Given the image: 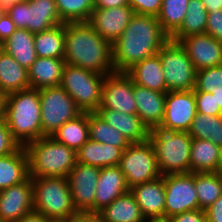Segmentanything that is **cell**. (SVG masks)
<instances>
[{
	"mask_svg": "<svg viewBox=\"0 0 222 222\" xmlns=\"http://www.w3.org/2000/svg\"><path fill=\"white\" fill-rule=\"evenodd\" d=\"M169 39L156 16L134 14L122 35L112 43L114 71L127 72L157 54Z\"/></svg>",
	"mask_w": 222,
	"mask_h": 222,
	"instance_id": "6da1fadb",
	"label": "cell"
},
{
	"mask_svg": "<svg viewBox=\"0 0 222 222\" xmlns=\"http://www.w3.org/2000/svg\"><path fill=\"white\" fill-rule=\"evenodd\" d=\"M64 61L103 75L115 72L112 44L88 22L65 23Z\"/></svg>",
	"mask_w": 222,
	"mask_h": 222,
	"instance_id": "7a4b0ae2",
	"label": "cell"
},
{
	"mask_svg": "<svg viewBox=\"0 0 222 222\" xmlns=\"http://www.w3.org/2000/svg\"><path fill=\"white\" fill-rule=\"evenodd\" d=\"M4 119L20 146L44 137L39 89L28 88L6 95Z\"/></svg>",
	"mask_w": 222,
	"mask_h": 222,
	"instance_id": "3957f363",
	"label": "cell"
},
{
	"mask_svg": "<svg viewBox=\"0 0 222 222\" xmlns=\"http://www.w3.org/2000/svg\"><path fill=\"white\" fill-rule=\"evenodd\" d=\"M28 156L29 176L65 177L77 163L76 151L57 142L51 136H44L24 146Z\"/></svg>",
	"mask_w": 222,
	"mask_h": 222,
	"instance_id": "277c9868",
	"label": "cell"
},
{
	"mask_svg": "<svg viewBox=\"0 0 222 222\" xmlns=\"http://www.w3.org/2000/svg\"><path fill=\"white\" fill-rule=\"evenodd\" d=\"M148 139L153 145L162 176L190 173L192 137L187 131H178L160 125L153 126Z\"/></svg>",
	"mask_w": 222,
	"mask_h": 222,
	"instance_id": "5b68a950",
	"label": "cell"
},
{
	"mask_svg": "<svg viewBox=\"0 0 222 222\" xmlns=\"http://www.w3.org/2000/svg\"><path fill=\"white\" fill-rule=\"evenodd\" d=\"M33 183L34 211L53 222H61L77 214L69 183L65 177H36Z\"/></svg>",
	"mask_w": 222,
	"mask_h": 222,
	"instance_id": "8992f818",
	"label": "cell"
},
{
	"mask_svg": "<svg viewBox=\"0 0 222 222\" xmlns=\"http://www.w3.org/2000/svg\"><path fill=\"white\" fill-rule=\"evenodd\" d=\"M106 75L66 64L60 86L73 98L82 112H96L102 102Z\"/></svg>",
	"mask_w": 222,
	"mask_h": 222,
	"instance_id": "52a82bcc",
	"label": "cell"
},
{
	"mask_svg": "<svg viewBox=\"0 0 222 222\" xmlns=\"http://www.w3.org/2000/svg\"><path fill=\"white\" fill-rule=\"evenodd\" d=\"M158 55L168 91H191L195 87L196 69L179 42L168 40Z\"/></svg>",
	"mask_w": 222,
	"mask_h": 222,
	"instance_id": "ba28073f",
	"label": "cell"
},
{
	"mask_svg": "<svg viewBox=\"0 0 222 222\" xmlns=\"http://www.w3.org/2000/svg\"><path fill=\"white\" fill-rule=\"evenodd\" d=\"M42 133L51 136L65 122L75 119L82 111L73 98L59 86L39 89Z\"/></svg>",
	"mask_w": 222,
	"mask_h": 222,
	"instance_id": "9c48e42d",
	"label": "cell"
},
{
	"mask_svg": "<svg viewBox=\"0 0 222 222\" xmlns=\"http://www.w3.org/2000/svg\"><path fill=\"white\" fill-rule=\"evenodd\" d=\"M119 168L126 177L129 188L162 176L149 139L139 143H131L122 153Z\"/></svg>",
	"mask_w": 222,
	"mask_h": 222,
	"instance_id": "30bf717a",
	"label": "cell"
},
{
	"mask_svg": "<svg viewBox=\"0 0 222 222\" xmlns=\"http://www.w3.org/2000/svg\"><path fill=\"white\" fill-rule=\"evenodd\" d=\"M5 12L16 28L27 29L33 34L63 23L55 0H26L12 5Z\"/></svg>",
	"mask_w": 222,
	"mask_h": 222,
	"instance_id": "8fae6325",
	"label": "cell"
},
{
	"mask_svg": "<svg viewBox=\"0 0 222 222\" xmlns=\"http://www.w3.org/2000/svg\"><path fill=\"white\" fill-rule=\"evenodd\" d=\"M165 218L199 209L194 173L164 176Z\"/></svg>",
	"mask_w": 222,
	"mask_h": 222,
	"instance_id": "7c38bea8",
	"label": "cell"
},
{
	"mask_svg": "<svg viewBox=\"0 0 222 222\" xmlns=\"http://www.w3.org/2000/svg\"><path fill=\"white\" fill-rule=\"evenodd\" d=\"M101 168L76 163L67 176L72 201L78 213H95L96 186Z\"/></svg>",
	"mask_w": 222,
	"mask_h": 222,
	"instance_id": "4fadbf2b",
	"label": "cell"
},
{
	"mask_svg": "<svg viewBox=\"0 0 222 222\" xmlns=\"http://www.w3.org/2000/svg\"><path fill=\"white\" fill-rule=\"evenodd\" d=\"M98 109H111L136 114L134 82L126 72H114L104 78L102 102Z\"/></svg>",
	"mask_w": 222,
	"mask_h": 222,
	"instance_id": "5bb4252c",
	"label": "cell"
},
{
	"mask_svg": "<svg viewBox=\"0 0 222 222\" xmlns=\"http://www.w3.org/2000/svg\"><path fill=\"white\" fill-rule=\"evenodd\" d=\"M197 114L194 90L166 93L162 126L178 131H189Z\"/></svg>",
	"mask_w": 222,
	"mask_h": 222,
	"instance_id": "9a60e30c",
	"label": "cell"
},
{
	"mask_svg": "<svg viewBox=\"0 0 222 222\" xmlns=\"http://www.w3.org/2000/svg\"><path fill=\"white\" fill-rule=\"evenodd\" d=\"M34 211L33 183L29 176L24 182L0 190V220L14 222Z\"/></svg>",
	"mask_w": 222,
	"mask_h": 222,
	"instance_id": "2e32d148",
	"label": "cell"
},
{
	"mask_svg": "<svg viewBox=\"0 0 222 222\" xmlns=\"http://www.w3.org/2000/svg\"><path fill=\"white\" fill-rule=\"evenodd\" d=\"M179 43L187 52L196 71L222 65V41L204 33L188 35Z\"/></svg>",
	"mask_w": 222,
	"mask_h": 222,
	"instance_id": "e0dca14e",
	"label": "cell"
},
{
	"mask_svg": "<svg viewBox=\"0 0 222 222\" xmlns=\"http://www.w3.org/2000/svg\"><path fill=\"white\" fill-rule=\"evenodd\" d=\"M134 14L130 5L105 9L94 8L88 23L102 38L112 44L122 35Z\"/></svg>",
	"mask_w": 222,
	"mask_h": 222,
	"instance_id": "ac0fdd59",
	"label": "cell"
},
{
	"mask_svg": "<svg viewBox=\"0 0 222 222\" xmlns=\"http://www.w3.org/2000/svg\"><path fill=\"white\" fill-rule=\"evenodd\" d=\"M130 192L146 218H165L164 176L132 186Z\"/></svg>",
	"mask_w": 222,
	"mask_h": 222,
	"instance_id": "d6986e66",
	"label": "cell"
},
{
	"mask_svg": "<svg viewBox=\"0 0 222 222\" xmlns=\"http://www.w3.org/2000/svg\"><path fill=\"white\" fill-rule=\"evenodd\" d=\"M96 189L95 213L130 191L126 177L118 165L101 168Z\"/></svg>",
	"mask_w": 222,
	"mask_h": 222,
	"instance_id": "ffe728a7",
	"label": "cell"
},
{
	"mask_svg": "<svg viewBox=\"0 0 222 222\" xmlns=\"http://www.w3.org/2000/svg\"><path fill=\"white\" fill-rule=\"evenodd\" d=\"M134 98L137 106L136 114L149 130L162 123L166 100L165 92H157L134 84Z\"/></svg>",
	"mask_w": 222,
	"mask_h": 222,
	"instance_id": "44dd1931",
	"label": "cell"
},
{
	"mask_svg": "<svg viewBox=\"0 0 222 222\" xmlns=\"http://www.w3.org/2000/svg\"><path fill=\"white\" fill-rule=\"evenodd\" d=\"M96 113L119 131L130 143L146 141L149 129L137 114H126L111 109H98Z\"/></svg>",
	"mask_w": 222,
	"mask_h": 222,
	"instance_id": "7402d4cb",
	"label": "cell"
},
{
	"mask_svg": "<svg viewBox=\"0 0 222 222\" xmlns=\"http://www.w3.org/2000/svg\"><path fill=\"white\" fill-rule=\"evenodd\" d=\"M222 171V148L210 140L192 139L190 172L209 173Z\"/></svg>",
	"mask_w": 222,
	"mask_h": 222,
	"instance_id": "603a6c76",
	"label": "cell"
},
{
	"mask_svg": "<svg viewBox=\"0 0 222 222\" xmlns=\"http://www.w3.org/2000/svg\"><path fill=\"white\" fill-rule=\"evenodd\" d=\"M126 73L136 85L157 92H168L163 74L164 71L158 53L138 62Z\"/></svg>",
	"mask_w": 222,
	"mask_h": 222,
	"instance_id": "cb8c5ba5",
	"label": "cell"
},
{
	"mask_svg": "<svg viewBox=\"0 0 222 222\" xmlns=\"http://www.w3.org/2000/svg\"><path fill=\"white\" fill-rule=\"evenodd\" d=\"M65 65L64 58L37 57L28 69L30 88L59 86Z\"/></svg>",
	"mask_w": 222,
	"mask_h": 222,
	"instance_id": "d4e9b609",
	"label": "cell"
},
{
	"mask_svg": "<svg viewBox=\"0 0 222 222\" xmlns=\"http://www.w3.org/2000/svg\"><path fill=\"white\" fill-rule=\"evenodd\" d=\"M122 153L121 148L90 139L76 151L78 163L99 168L119 165Z\"/></svg>",
	"mask_w": 222,
	"mask_h": 222,
	"instance_id": "484cf974",
	"label": "cell"
},
{
	"mask_svg": "<svg viewBox=\"0 0 222 222\" xmlns=\"http://www.w3.org/2000/svg\"><path fill=\"white\" fill-rule=\"evenodd\" d=\"M28 88V69L3 50L0 54V91L8 95Z\"/></svg>",
	"mask_w": 222,
	"mask_h": 222,
	"instance_id": "4316f807",
	"label": "cell"
},
{
	"mask_svg": "<svg viewBox=\"0 0 222 222\" xmlns=\"http://www.w3.org/2000/svg\"><path fill=\"white\" fill-rule=\"evenodd\" d=\"M28 177V156L24 146L0 157V190L24 182Z\"/></svg>",
	"mask_w": 222,
	"mask_h": 222,
	"instance_id": "83f0119b",
	"label": "cell"
},
{
	"mask_svg": "<svg viewBox=\"0 0 222 222\" xmlns=\"http://www.w3.org/2000/svg\"><path fill=\"white\" fill-rule=\"evenodd\" d=\"M103 222H145L133 194L128 191L98 212Z\"/></svg>",
	"mask_w": 222,
	"mask_h": 222,
	"instance_id": "f1b7e54d",
	"label": "cell"
},
{
	"mask_svg": "<svg viewBox=\"0 0 222 222\" xmlns=\"http://www.w3.org/2000/svg\"><path fill=\"white\" fill-rule=\"evenodd\" d=\"M34 35L35 34L27 29L17 28L15 32L3 42V50L27 69H29L37 59L34 47Z\"/></svg>",
	"mask_w": 222,
	"mask_h": 222,
	"instance_id": "f546056e",
	"label": "cell"
},
{
	"mask_svg": "<svg viewBox=\"0 0 222 222\" xmlns=\"http://www.w3.org/2000/svg\"><path fill=\"white\" fill-rule=\"evenodd\" d=\"M34 47L37 57L64 58L65 23L34 35Z\"/></svg>",
	"mask_w": 222,
	"mask_h": 222,
	"instance_id": "4dcf8cb0",
	"label": "cell"
},
{
	"mask_svg": "<svg viewBox=\"0 0 222 222\" xmlns=\"http://www.w3.org/2000/svg\"><path fill=\"white\" fill-rule=\"evenodd\" d=\"M51 137L57 142L77 151L89 140L88 112L65 122Z\"/></svg>",
	"mask_w": 222,
	"mask_h": 222,
	"instance_id": "1f68e13d",
	"label": "cell"
},
{
	"mask_svg": "<svg viewBox=\"0 0 222 222\" xmlns=\"http://www.w3.org/2000/svg\"><path fill=\"white\" fill-rule=\"evenodd\" d=\"M186 15L180 28L170 37V40L179 42L182 38L193 34H204L208 12L202 0H190Z\"/></svg>",
	"mask_w": 222,
	"mask_h": 222,
	"instance_id": "d6a6232c",
	"label": "cell"
},
{
	"mask_svg": "<svg viewBox=\"0 0 222 222\" xmlns=\"http://www.w3.org/2000/svg\"><path fill=\"white\" fill-rule=\"evenodd\" d=\"M89 139L121 148L123 151L131 144L119 131L110 126L96 112H88Z\"/></svg>",
	"mask_w": 222,
	"mask_h": 222,
	"instance_id": "836d02e7",
	"label": "cell"
},
{
	"mask_svg": "<svg viewBox=\"0 0 222 222\" xmlns=\"http://www.w3.org/2000/svg\"><path fill=\"white\" fill-rule=\"evenodd\" d=\"M199 209L206 210L222 195V171L194 173Z\"/></svg>",
	"mask_w": 222,
	"mask_h": 222,
	"instance_id": "e575fe53",
	"label": "cell"
},
{
	"mask_svg": "<svg viewBox=\"0 0 222 222\" xmlns=\"http://www.w3.org/2000/svg\"><path fill=\"white\" fill-rule=\"evenodd\" d=\"M188 132L192 139L210 140L222 148V115L197 113Z\"/></svg>",
	"mask_w": 222,
	"mask_h": 222,
	"instance_id": "d590c367",
	"label": "cell"
},
{
	"mask_svg": "<svg viewBox=\"0 0 222 222\" xmlns=\"http://www.w3.org/2000/svg\"><path fill=\"white\" fill-rule=\"evenodd\" d=\"M190 0H162L157 19L162 30L171 37L182 25Z\"/></svg>",
	"mask_w": 222,
	"mask_h": 222,
	"instance_id": "8d00e7d4",
	"label": "cell"
},
{
	"mask_svg": "<svg viewBox=\"0 0 222 222\" xmlns=\"http://www.w3.org/2000/svg\"><path fill=\"white\" fill-rule=\"evenodd\" d=\"M63 23L88 22L94 9V0H55Z\"/></svg>",
	"mask_w": 222,
	"mask_h": 222,
	"instance_id": "74e56055",
	"label": "cell"
},
{
	"mask_svg": "<svg viewBox=\"0 0 222 222\" xmlns=\"http://www.w3.org/2000/svg\"><path fill=\"white\" fill-rule=\"evenodd\" d=\"M222 89V65L196 71L194 91L212 92Z\"/></svg>",
	"mask_w": 222,
	"mask_h": 222,
	"instance_id": "f35d334b",
	"label": "cell"
},
{
	"mask_svg": "<svg viewBox=\"0 0 222 222\" xmlns=\"http://www.w3.org/2000/svg\"><path fill=\"white\" fill-rule=\"evenodd\" d=\"M197 113L213 116L222 115L219 105H216L212 92L194 91Z\"/></svg>",
	"mask_w": 222,
	"mask_h": 222,
	"instance_id": "ab89813d",
	"label": "cell"
},
{
	"mask_svg": "<svg viewBox=\"0 0 222 222\" xmlns=\"http://www.w3.org/2000/svg\"><path fill=\"white\" fill-rule=\"evenodd\" d=\"M20 144L13 138L4 118H0V157L15 152Z\"/></svg>",
	"mask_w": 222,
	"mask_h": 222,
	"instance_id": "60d3db41",
	"label": "cell"
},
{
	"mask_svg": "<svg viewBox=\"0 0 222 222\" xmlns=\"http://www.w3.org/2000/svg\"><path fill=\"white\" fill-rule=\"evenodd\" d=\"M135 14L158 16L162 0H129Z\"/></svg>",
	"mask_w": 222,
	"mask_h": 222,
	"instance_id": "b9f144b4",
	"label": "cell"
},
{
	"mask_svg": "<svg viewBox=\"0 0 222 222\" xmlns=\"http://www.w3.org/2000/svg\"><path fill=\"white\" fill-rule=\"evenodd\" d=\"M205 33L222 41V9L208 12Z\"/></svg>",
	"mask_w": 222,
	"mask_h": 222,
	"instance_id": "7bdbcfd3",
	"label": "cell"
},
{
	"mask_svg": "<svg viewBox=\"0 0 222 222\" xmlns=\"http://www.w3.org/2000/svg\"><path fill=\"white\" fill-rule=\"evenodd\" d=\"M170 222H207L206 212L196 209L173 215L169 218Z\"/></svg>",
	"mask_w": 222,
	"mask_h": 222,
	"instance_id": "ee69618b",
	"label": "cell"
},
{
	"mask_svg": "<svg viewBox=\"0 0 222 222\" xmlns=\"http://www.w3.org/2000/svg\"><path fill=\"white\" fill-rule=\"evenodd\" d=\"M15 23L5 12L0 18V41L5 42L16 30Z\"/></svg>",
	"mask_w": 222,
	"mask_h": 222,
	"instance_id": "f6af8a7d",
	"label": "cell"
},
{
	"mask_svg": "<svg viewBox=\"0 0 222 222\" xmlns=\"http://www.w3.org/2000/svg\"><path fill=\"white\" fill-rule=\"evenodd\" d=\"M205 212L207 222H222V195Z\"/></svg>",
	"mask_w": 222,
	"mask_h": 222,
	"instance_id": "bcb514c9",
	"label": "cell"
},
{
	"mask_svg": "<svg viewBox=\"0 0 222 222\" xmlns=\"http://www.w3.org/2000/svg\"><path fill=\"white\" fill-rule=\"evenodd\" d=\"M61 222H103L101 216L98 213H77L71 218H68Z\"/></svg>",
	"mask_w": 222,
	"mask_h": 222,
	"instance_id": "7dc6e473",
	"label": "cell"
},
{
	"mask_svg": "<svg viewBox=\"0 0 222 222\" xmlns=\"http://www.w3.org/2000/svg\"><path fill=\"white\" fill-rule=\"evenodd\" d=\"M129 0H94V8H114L128 6Z\"/></svg>",
	"mask_w": 222,
	"mask_h": 222,
	"instance_id": "c3c4849f",
	"label": "cell"
},
{
	"mask_svg": "<svg viewBox=\"0 0 222 222\" xmlns=\"http://www.w3.org/2000/svg\"><path fill=\"white\" fill-rule=\"evenodd\" d=\"M14 222H53V221L50 220L49 218H46L43 214L39 212L32 211Z\"/></svg>",
	"mask_w": 222,
	"mask_h": 222,
	"instance_id": "681fc988",
	"label": "cell"
},
{
	"mask_svg": "<svg viewBox=\"0 0 222 222\" xmlns=\"http://www.w3.org/2000/svg\"><path fill=\"white\" fill-rule=\"evenodd\" d=\"M207 12L222 9V0H202Z\"/></svg>",
	"mask_w": 222,
	"mask_h": 222,
	"instance_id": "f907efd6",
	"label": "cell"
},
{
	"mask_svg": "<svg viewBox=\"0 0 222 222\" xmlns=\"http://www.w3.org/2000/svg\"><path fill=\"white\" fill-rule=\"evenodd\" d=\"M24 1H26V0H0V6L6 10L7 8L11 7L12 5H15L16 3H21Z\"/></svg>",
	"mask_w": 222,
	"mask_h": 222,
	"instance_id": "816d5d0a",
	"label": "cell"
},
{
	"mask_svg": "<svg viewBox=\"0 0 222 222\" xmlns=\"http://www.w3.org/2000/svg\"><path fill=\"white\" fill-rule=\"evenodd\" d=\"M5 103H6V95L0 91V118H4Z\"/></svg>",
	"mask_w": 222,
	"mask_h": 222,
	"instance_id": "f5cc1de1",
	"label": "cell"
},
{
	"mask_svg": "<svg viewBox=\"0 0 222 222\" xmlns=\"http://www.w3.org/2000/svg\"><path fill=\"white\" fill-rule=\"evenodd\" d=\"M212 93H213V96L215 97L216 105H219L222 111V89L213 90Z\"/></svg>",
	"mask_w": 222,
	"mask_h": 222,
	"instance_id": "db71d44e",
	"label": "cell"
},
{
	"mask_svg": "<svg viewBox=\"0 0 222 222\" xmlns=\"http://www.w3.org/2000/svg\"><path fill=\"white\" fill-rule=\"evenodd\" d=\"M145 222H170L169 218H146Z\"/></svg>",
	"mask_w": 222,
	"mask_h": 222,
	"instance_id": "11a10c76",
	"label": "cell"
},
{
	"mask_svg": "<svg viewBox=\"0 0 222 222\" xmlns=\"http://www.w3.org/2000/svg\"><path fill=\"white\" fill-rule=\"evenodd\" d=\"M4 13H5V9L0 6V18L2 17V15H3Z\"/></svg>",
	"mask_w": 222,
	"mask_h": 222,
	"instance_id": "9f6ffc18",
	"label": "cell"
},
{
	"mask_svg": "<svg viewBox=\"0 0 222 222\" xmlns=\"http://www.w3.org/2000/svg\"><path fill=\"white\" fill-rule=\"evenodd\" d=\"M3 52V42L0 41V54Z\"/></svg>",
	"mask_w": 222,
	"mask_h": 222,
	"instance_id": "6f0895ef",
	"label": "cell"
}]
</instances>
